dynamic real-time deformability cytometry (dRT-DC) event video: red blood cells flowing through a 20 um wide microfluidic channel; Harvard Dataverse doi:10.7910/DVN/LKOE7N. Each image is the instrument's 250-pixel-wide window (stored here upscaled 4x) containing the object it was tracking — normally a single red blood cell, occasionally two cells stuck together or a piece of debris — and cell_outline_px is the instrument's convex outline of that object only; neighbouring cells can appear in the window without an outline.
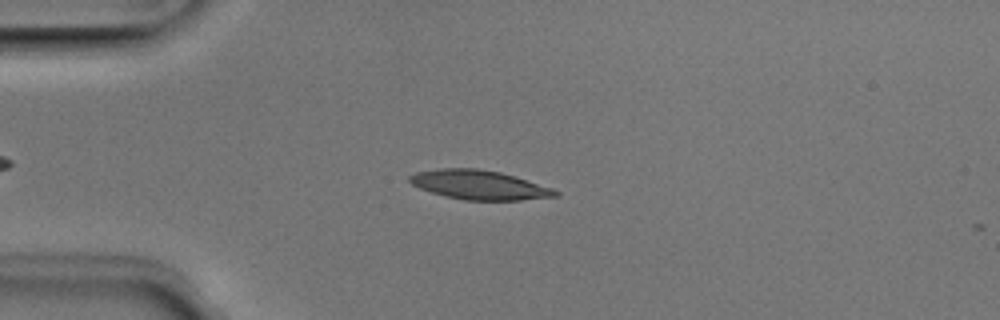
{"species": "Egyptian fruit bat (a non-hibernating species)", "species_latin": "Rousettus aegyptiacus", "temperature_condition": "room temperature", "stored_images_in_passage": 12, "camera_frame_rate_fps": 3000, "um_per_image_px": 0.085, "animal": {"sex": "male"}, "frame": {"image": 1, "passage_image": 11, "time_ms": 3.333, "image_size_px": [1000, 320], "cell_outline_px": [[560, 196], [520, 200], [464, 200], [444, 196], [420, 188], [412, 184], [408, 180], [408, 176], [416, 172], [440, 168], [476, 168], [500, 172], [516, 176], [552, 188], [560, 192]], "centroid_in_image_um": [40.75, 15.71], "position_along_channel_um": 44.3, "area_um2": 24.91}}